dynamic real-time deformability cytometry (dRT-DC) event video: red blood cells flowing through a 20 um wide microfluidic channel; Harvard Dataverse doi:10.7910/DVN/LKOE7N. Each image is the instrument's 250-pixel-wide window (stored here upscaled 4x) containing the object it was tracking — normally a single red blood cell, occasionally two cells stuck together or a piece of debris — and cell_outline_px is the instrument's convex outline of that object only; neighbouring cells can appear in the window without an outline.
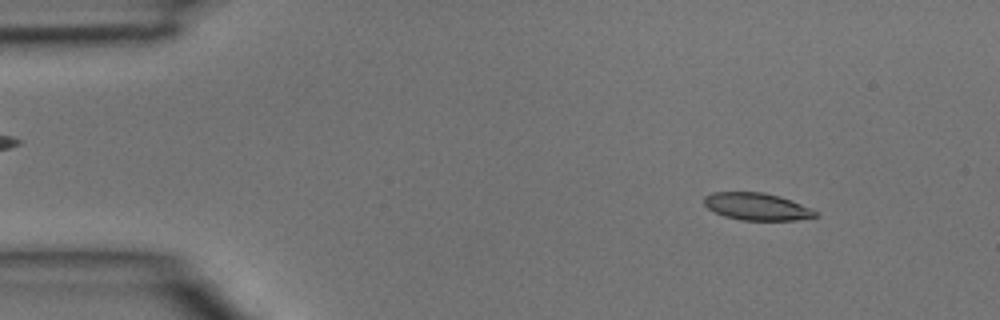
{"species": "common noctule bat (a hibernating species)", "species_latin": "Nyctalus noctula", "temperature_condition": "room temperature", "stored_images_in_passage": 13, "camera_frame_rate_fps": 3000, "um_per_image_px": 0.085, "animal": {"sex": "male", "body_mass_g": 15.6}, "frame": {"image": 1, "passage_image": 5, "time_ms": 1.333, "image_size_px": [1000, 320], "cell_outline_px": [[820, 216], [796, 220], [740, 220], [724, 216], [708, 208], [704, 204], [704, 196], [712, 192], [764, 192], [780, 196], [792, 200], [820, 212]], "centroid_in_image_um": [64.38, 17.56], "position_along_channel_um": 20.6, "area_um2": 17.86}}
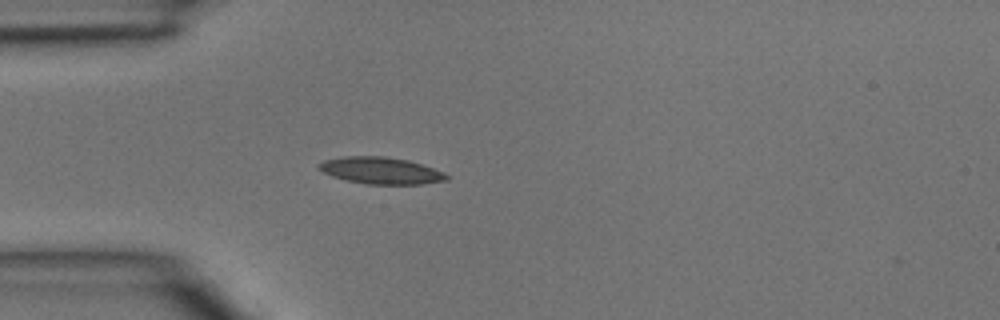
{"frame": {"image": 2, "passage_image": 12, "time_ms": 3.667, "image_size_px": [1000, 320], "cell_outline_px": [[452, 176], [448, 180], [420, 184], [364, 184], [344, 180], [332, 176], [316, 168], [316, 164], [324, 160], [344, 156], [384, 156], [408, 160], [444, 172]], "centroid_in_image_um": [32.35, 14.5], "position_along_channel_um": 52.6, "area_um2": 20.11}}